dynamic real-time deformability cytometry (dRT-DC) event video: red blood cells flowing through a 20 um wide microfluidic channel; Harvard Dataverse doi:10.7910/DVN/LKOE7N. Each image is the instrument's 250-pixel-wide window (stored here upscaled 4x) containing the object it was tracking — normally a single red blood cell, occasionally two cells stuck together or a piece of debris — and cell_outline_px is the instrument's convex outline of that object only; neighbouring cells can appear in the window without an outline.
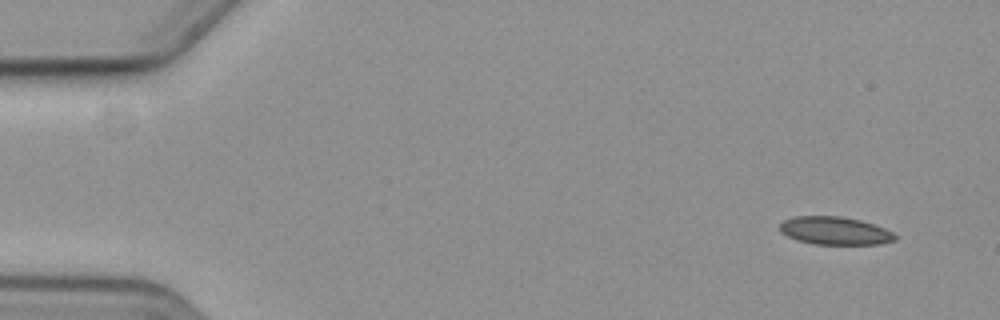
{"species": "common noctule bat (a hibernating species)", "species_latin": "Nyctalus noctula", "temperature_condition": "cold", "stored_images_in_passage": 5, "camera_frame_rate_fps": 3000, "um_per_image_px": 0.085, "animal": {"sex": "female", "body_mass_g": 19.3, "forearm_length_mm": 54.1}, "frame": {"image": 1, "passage_image": 1, "time_ms": 0.0, "image_size_px": [1000, 320], "cell_outline_px": [[896, 240], [880, 244], [812, 244], [796, 240], [780, 232], [780, 224], [784, 220], [796, 216], [840, 216], [860, 220], [884, 228], [892, 232], [896, 236]], "centroid_in_image_um": [70.95, 19.62], "position_along_channel_um": 14.1, "area_um2": 18.73}}